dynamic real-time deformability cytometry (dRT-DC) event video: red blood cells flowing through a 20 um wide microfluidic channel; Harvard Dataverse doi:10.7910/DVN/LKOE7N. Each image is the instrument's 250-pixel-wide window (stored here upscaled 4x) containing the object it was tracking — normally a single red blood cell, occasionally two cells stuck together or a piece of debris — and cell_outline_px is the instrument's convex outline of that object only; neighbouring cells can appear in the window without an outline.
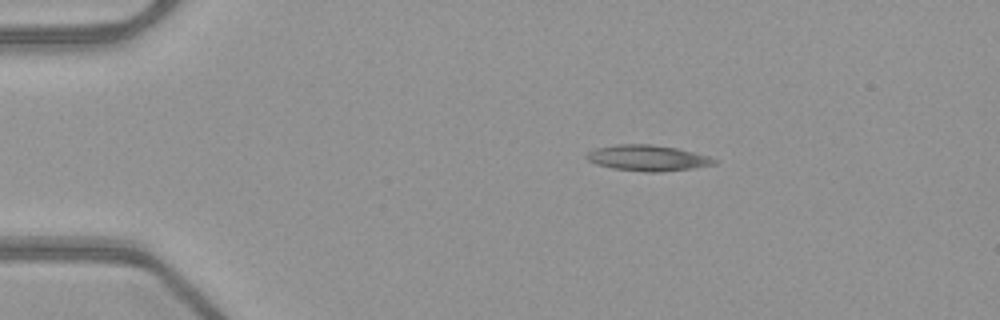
{"species": "common noctule bat (a hibernating species)", "species_latin": "Nyctalus noctula", "temperature_condition": "warm", "stored_images_in_passage": 51, "camera_frame_rate_fps": 3000, "um_per_image_px": 0.085, "animal": {"sex": "female", "body_mass_g": 21.9}, "frame": {"image": 1, "passage_image": 9, "time_ms": 2.667, "image_size_px": [1000, 320], "cell_outline_px": [[716, 164], [692, 168], [660, 172], [644, 172], [612, 168], [596, 164], [588, 160], [584, 156], [588, 152], [596, 148], [616, 144], [652, 144], [676, 148], [708, 156], [716, 160]], "centroid_in_image_um": [55.01, 13.43], "position_along_channel_um": 30.0, "area_um2": 19.13}}
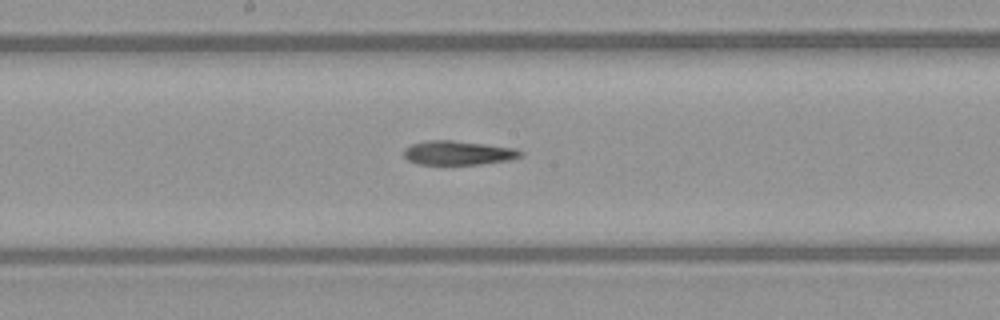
{"frame": {"image": 2, "passage_image": 27, "time_ms": 8.667, "image_size_px": [1000, 320], "cell_outline_px": [[524, 156], [512, 160], [480, 164], [416, 164], [408, 160], [404, 156], [404, 148], [412, 144], [428, 140], [452, 140], [516, 148], [524, 152]], "centroid_in_image_um": [38.99, 12.99], "position_along_channel_um": 209.2, "area_um2": 16.53}}
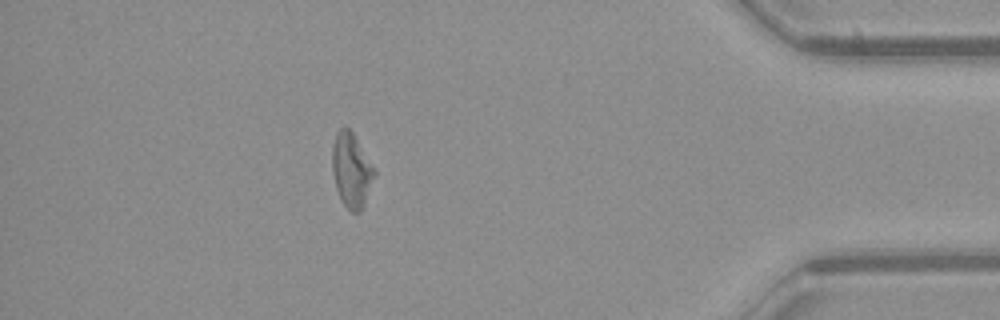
{"frame": {"image": 3, "passage_image": 45, "time_ms": 14.667, "image_size_px": [1000, 320], "cell_outline_px": [[376, 172], [364, 204], [360, 212], [352, 212], [340, 200], [336, 188], [332, 172], [332, 144], [336, 132], [340, 128], [348, 128], [352, 132]], "centroid_in_image_um": [29.84, 14.47], "position_along_channel_um": 405.4, "area_um2": 17.98}, "authors_computed_cell_mechanics": {"area_um2": 18.0336, "velocity_mm_per_s": 4.0248, "shape_relaxation_time_tau1_ms": null, "shape_relaxation_time_tau2_ms": 4.6469, "deformation_change_tau1": null, "deformation_change_tau2": 0.1741}}